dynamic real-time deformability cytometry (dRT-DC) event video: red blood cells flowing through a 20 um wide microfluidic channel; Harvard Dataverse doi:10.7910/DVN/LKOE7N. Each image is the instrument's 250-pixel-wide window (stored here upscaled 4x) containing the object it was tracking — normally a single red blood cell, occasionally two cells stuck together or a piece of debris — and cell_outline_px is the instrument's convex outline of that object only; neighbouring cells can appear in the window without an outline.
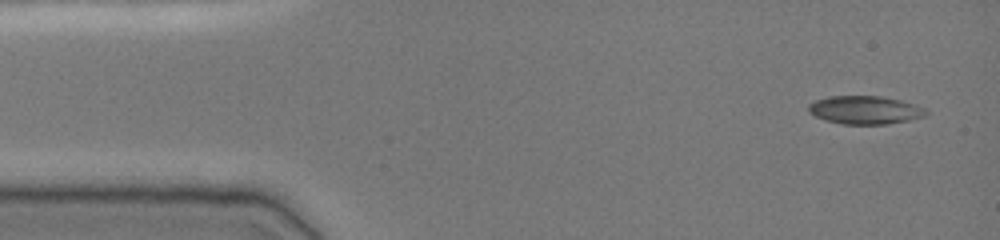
{"species": "common noctule bat (a hibernating species)", "species_latin": "Nyctalus noctula", "temperature_condition": "cold", "stored_images_in_passage": 46, "camera_frame_rate_fps": 3000, "um_per_image_px": 0.085, "animal": {"sex": "female", "body_mass_g": 19.0, "forearm_length_mm": 51.5}, "frame": {"image": 1, "passage_image": 1, "time_ms": 0.0, "image_size_px": [1000, 240], "cell_outline_px": [[928, 112], [924, 116], [908, 120], [888, 124], [840, 124], [816, 116], [808, 112], [808, 104], [816, 100], [828, 96], [880, 96], [900, 100], [924, 108]], "centroid_in_image_um": [73.5, 9.35], "position_along_channel_um": 11.5, "area_um2": 19.13}}
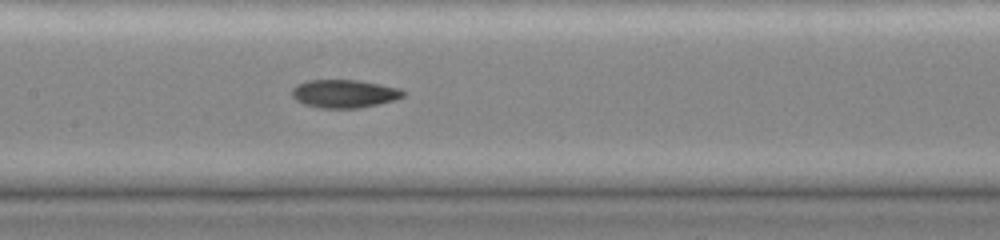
{"frame": {"image": 2, "passage_image": 21, "time_ms": 6.667, "image_size_px": [1000, 240], "cell_outline_px": [[404, 96], [396, 100], [356, 108], [320, 108], [304, 104], [296, 100], [292, 96], [292, 88], [296, 84], [308, 80], [356, 80], [380, 84], [400, 88], [404, 92]], "centroid_in_image_um": [29.24, 7.96], "position_along_channel_um": 178.2, "area_um2": 18.21}}
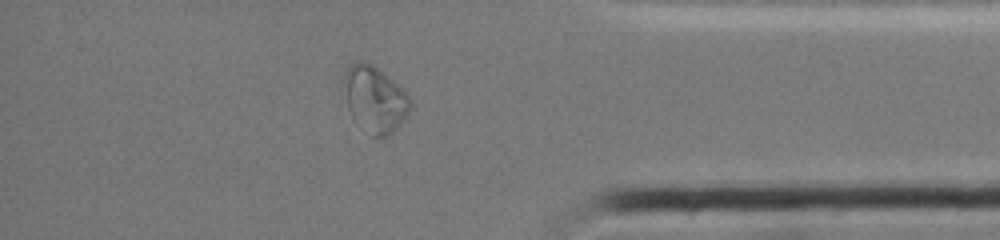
{"frame": {"image": 3, "passage_image": 39, "time_ms": 12.667, "image_size_px": [1000, 240], "cell_outline_px": [[412, 104], [408, 112], [396, 128], [392, 132], [384, 136], [372, 136], [352, 116], [348, 108], [344, 76], [344, 72], [348, 64], [356, 60], [360, 60], [372, 64], [392, 80], [412, 100]], "centroid_in_image_um": [31.84, 8.39], "position_along_channel_um": 403.4, "area_um2": 24.85}, "authors_computed_cell_mechanics": {"area_um2": 18.8717, "velocity_mm_per_s": 3.9449, "shape_relaxation_time_tau1_ms": null, "shape_relaxation_time_tau2_ms": 2.3055, "deformation_change_tau1": null, "deformation_change_tau2": 0.0654}}